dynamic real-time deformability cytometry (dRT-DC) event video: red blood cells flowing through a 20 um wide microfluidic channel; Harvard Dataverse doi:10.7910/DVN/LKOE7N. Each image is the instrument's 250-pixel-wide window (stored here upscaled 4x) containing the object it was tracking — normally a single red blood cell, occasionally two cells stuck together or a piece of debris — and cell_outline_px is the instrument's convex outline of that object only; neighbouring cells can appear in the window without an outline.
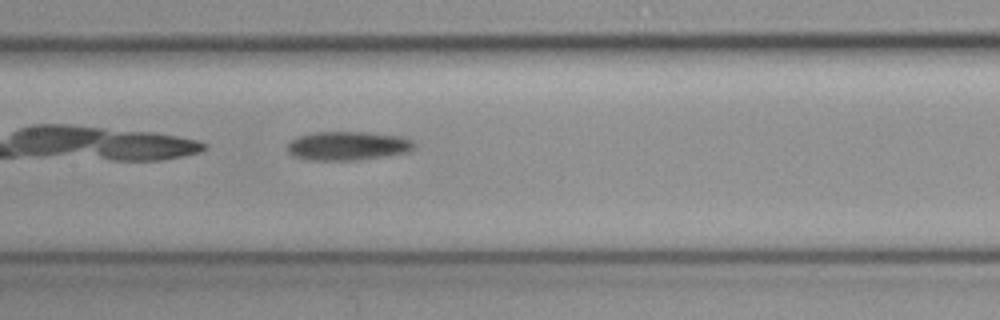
{"species": "common noctule bat (a hibernating species)", "species_latin": "Nyctalus noctula", "temperature_condition": "cold", "stored_images_in_passage": 31, "camera_frame_rate_fps": 3000, "um_per_image_px": 0.085, "animal": {"sex": "female", "body_mass_g": 19.3, "forearm_length_mm": 54.1}, "frame": {"image": 1, "passage_image": 9, "time_ms": 2.667, "image_size_px": [1000, 320], "cell_outline_px": [[416, 144], [408, 152], [360, 160], [312, 160], [292, 156], [288, 152], [288, 144], [296, 136], [316, 132], [364, 132], [400, 136], [412, 140]], "centroid_in_image_um": [29.54, 12.4], "position_along_channel_um": 177.9, "area_um2": 21.27}}
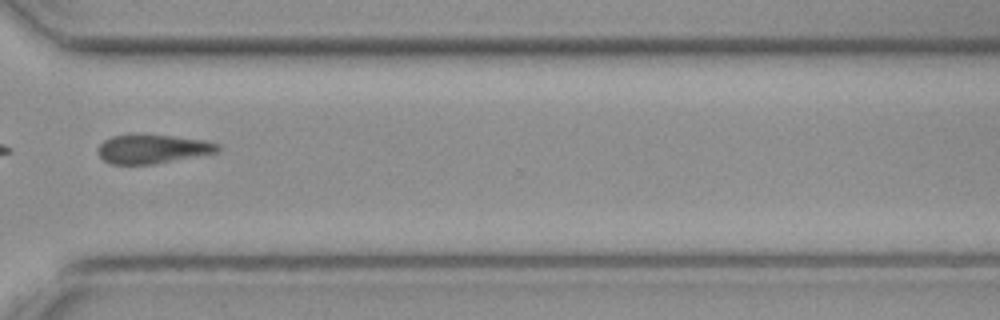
{"frame": {"image": 2, "passage_image": 22, "time_ms": 7.0, "image_size_px": [1000, 320], "cell_outline_px": [[220, 152], [152, 164], [112, 164], [104, 160], [100, 156], [100, 144], [104, 140], [112, 136], [172, 136], [204, 140], [220, 144]], "centroid_in_image_um": [13.04, 12.68], "position_along_channel_um": 357.6, "area_um2": 19.59}}